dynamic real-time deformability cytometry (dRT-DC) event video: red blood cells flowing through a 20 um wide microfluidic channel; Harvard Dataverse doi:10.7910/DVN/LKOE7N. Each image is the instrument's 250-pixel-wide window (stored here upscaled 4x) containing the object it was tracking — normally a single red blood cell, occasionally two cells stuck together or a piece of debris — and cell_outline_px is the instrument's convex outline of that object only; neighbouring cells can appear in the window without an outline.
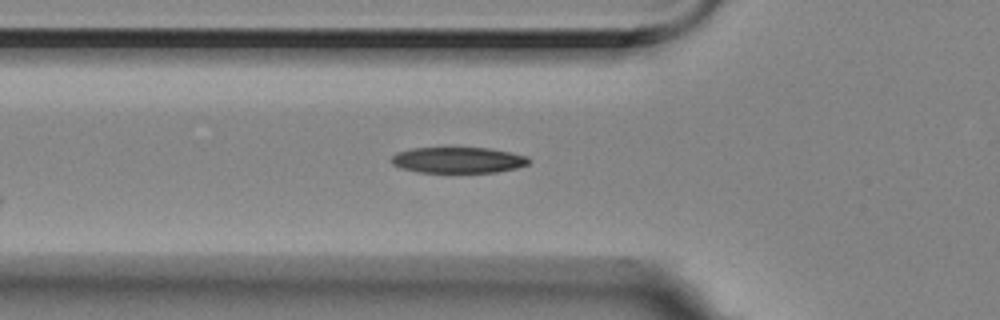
{"species": "Egyptian fruit bat (a non-hibernating species)", "species_latin": "Rousettus aegyptiacus", "temperature_condition": "room temperature", "stored_images_in_passage": 8, "camera_frame_rate_fps": 3000, "um_per_image_px": 0.085, "animal": {"sex": "female"}, "frame": {"image": 1, "passage_image": 2, "time_ms": 0.333, "image_size_px": [1000, 320], "cell_outline_px": [[528, 164], [516, 168], [496, 172], [420, 172], [400, 168], [392, 164], [388, 160], [396, 152], [412, 148], [488, 148], [508, 152], [524, 156], [528, 160]], "centroid_in_image_um": [38.84, 13.61], "position_along_channel_um": 87.0, "area_um2": 20.58}}
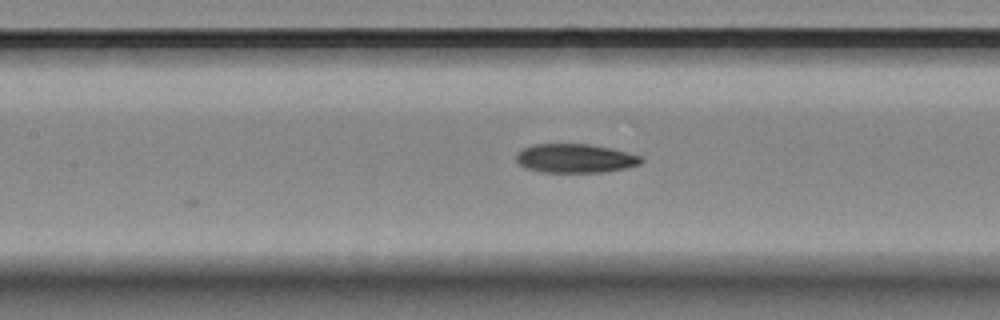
{"frame": {"image": 2, "passage_image": 8, "time_ms": 2.333, "image_size_px": [1000, 320], "cell_outline_px": [[644, 160], [640, 164], [628, 168], [600, 172], [544, 172], [524, 168], [516, 160], [516, 156], [524, 148], [532, 144], [588, 144], [608, 148], [640, 156]], "centroid_in_image_um": [48.88, 13.47], "position_along_channel_um": 158.5, "area_um2": 20.81}}